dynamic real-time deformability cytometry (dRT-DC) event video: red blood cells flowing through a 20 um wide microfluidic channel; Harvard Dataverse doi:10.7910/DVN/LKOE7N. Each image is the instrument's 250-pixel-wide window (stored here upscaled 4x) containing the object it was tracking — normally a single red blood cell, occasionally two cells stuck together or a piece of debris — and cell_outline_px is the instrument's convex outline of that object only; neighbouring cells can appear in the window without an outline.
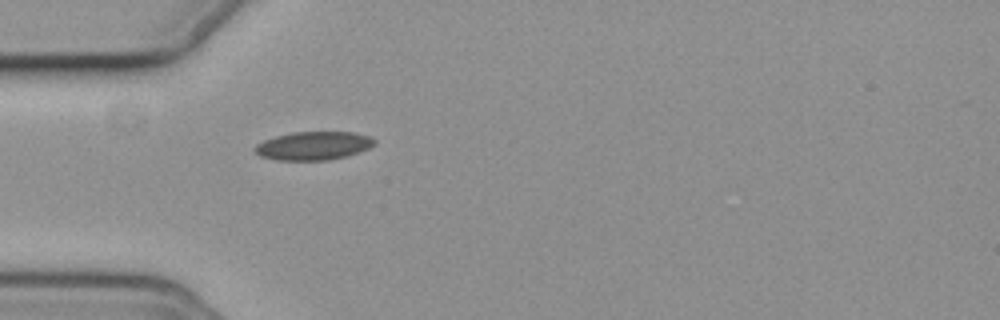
{"species": "common noctule bat (a hibernating species)", "species_latin": "Nyctalus noctula", "temperature_condition": "cold", "stored_images_in_passage": 41, "camera_frame_rate_fps": 3000, "um_per_image_px": 0.085, "animal": {"sex": "female", "body_mass_g": 19.3, "forearm_length_mm": 54.1}, "frame": {"image": 1, "passage_image": 1, "time_ms": 0.0, "image_size_px": [1000, 320], "cell_outline_px": [[376, 144], [368, 148], [348, 156], [328, 160], [276, 160], [260, 156], [252, 148], [256, 144], [264, 140], [276, 136], [292, 132], [356, 132], [368, 136], [376, 140]], "centroid_in_image_um": [26.64, 12.39], "position_along_channel_um": 58.4, "area_um2": 19.88}}
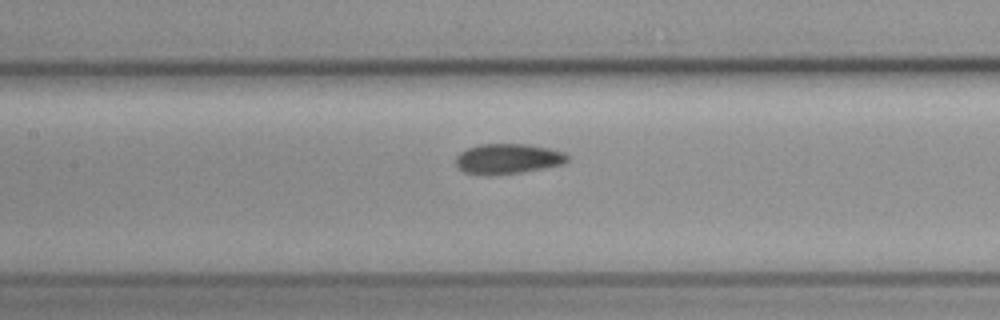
{"frame": {"image": 2, "passage_image": 10, "time_ms": 3.0, "image_size_px": [1000, 320], "cell_outline_px": [[568, 160], [564, 164], [544, 168], [520, 172], [488, 176], [464, 172], [456, 164], [456, 156], [460, 152], [468, 148], [480, 144], [528, 144], [548, 148], [564, 152], [568, 156]], "centroid_in_image_um": [43.16, 13.5], "position_along_channel_um": 164.2, "area_um2": 19.65}}
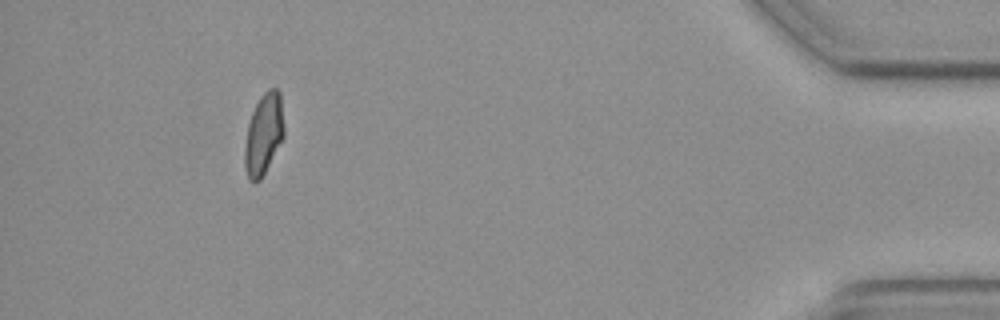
{"frame": {"image": 3, "passage_image": 36, "time_ms": 11.667, "image_size_px": [1000, 320], "cell_outline_px": [[284, 136], [260, 180], [248, 180], [244, 168], [244, 148], [248, 124], [252, 112], [260, 96], [268, 88], [276, 88], [280, 92], [284, 128]], "centroid_in_image_um": [22.4, 11.38], "position_along_channel_um": 412.8, "area_um2": 18.5}, "authors_computed_cell_mechanics": {"area_um2": 19.1318, "velocity_mm_per_s": 3.6496, "shape_relaxation_time_tau1_ms": 10.1527, "shape_relaxation_time_tau2_ms": 3.9839, "deformation_change_tau1": 0.1471, "deformation_change_tau2": 0.0932}}